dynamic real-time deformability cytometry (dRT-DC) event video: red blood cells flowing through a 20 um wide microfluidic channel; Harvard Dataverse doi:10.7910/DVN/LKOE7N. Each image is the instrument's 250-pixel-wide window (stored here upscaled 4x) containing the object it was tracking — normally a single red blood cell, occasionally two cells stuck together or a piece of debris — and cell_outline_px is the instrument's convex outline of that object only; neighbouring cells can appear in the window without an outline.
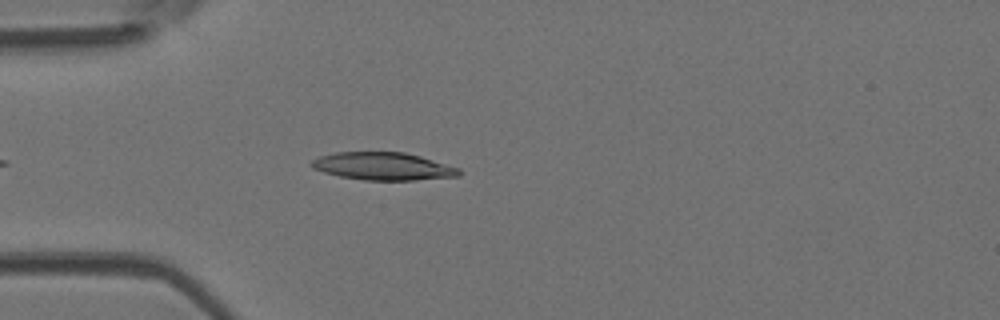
{"species": "Egyptian fruit bat (a non-hibernating species)", "species_latin": "Rousettus aegyptiacus", "temperature_condition": "room temperature", "stored_images_in_passage": 29, "camera_frame_rate_fps": 3000, "um_per_image_px": 0.085, "animal": {"sex": "female"}, "frame": {"image": 1, "passage_image": 6, "time_ms": 1.667, "image_size_px": [1000, 320], "cell_outline_px": [[460, 176], [416, 180], [364, 180], [340, 176], [324, 172], [312, 168], [308, 164], [312, 160], [320, 156], [336, 152], [404, 152], [420, 156], [460, 168]], "centroid_in_image_um": [32.55, 14.13], "position_along_channel_um": 52.4, "area_um2": 23.81}}
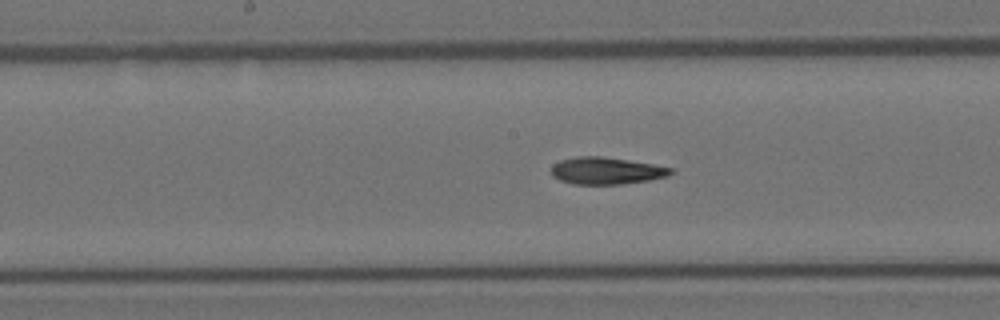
{"frame": {"image": 2, "passage_image": 14, "time_ms": 4.333, "image_size_px": [1000, 320], "cell_outline_px": [[676, 172], [668, 176], [648, 180], [620, 184], [572, 184], [560, 180], [552, 176], [548, 172], [552, 164], [560, 160], [576, 156], [600, 156], [628, 160], [652, 164], [672, 168]], "centroid_in_image_um": [51.48, 14.51], "position_along_channel_um": 196.7, "area_um2": 19.02}}
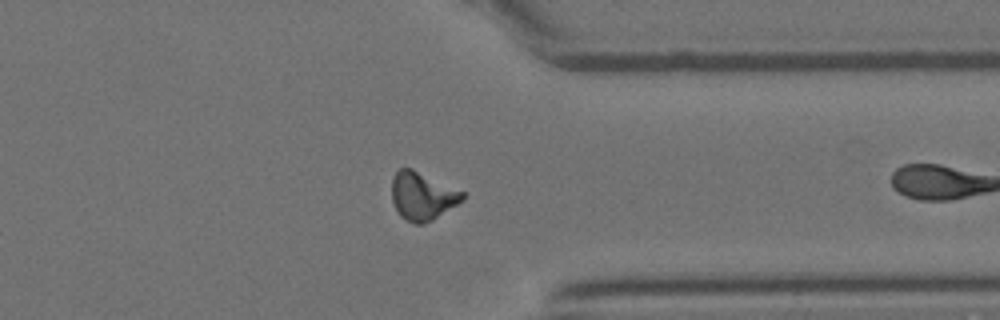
{"frame": {"image": 3, "passage_image": 28, "time_ms": 9.0, "image_size_px": [1000, 320], "cell_outline_px": [[464, 200], [432, 220], [424, 224], [416, 224], [404, 220], [400, 216], [392, 200], [392, 176], [400, 168], [412, 168], [464, 192]], "centroid_in_image_um": [35.88, 16.67], "position_along_channel_um": 375.5, "area_um2": 19.77}}